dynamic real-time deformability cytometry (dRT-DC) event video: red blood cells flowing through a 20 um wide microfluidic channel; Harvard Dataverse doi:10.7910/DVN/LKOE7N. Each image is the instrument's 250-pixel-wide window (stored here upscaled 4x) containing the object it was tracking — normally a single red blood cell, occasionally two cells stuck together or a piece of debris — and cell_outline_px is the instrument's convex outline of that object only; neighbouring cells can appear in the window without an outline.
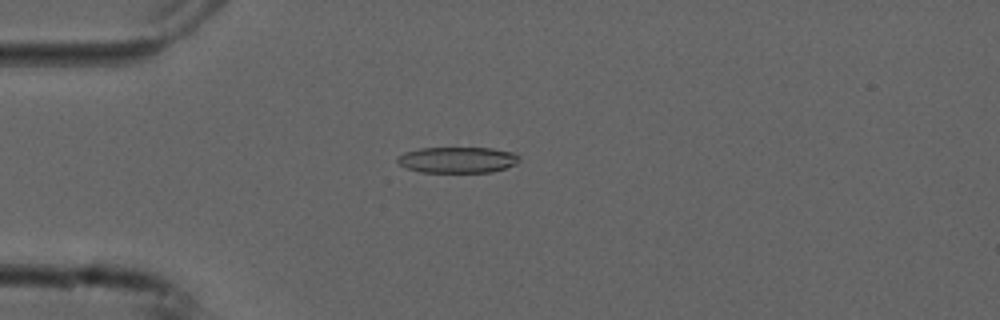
{"species": "common noctule bat (a hibernating species)", "species_latin": "Nyctalus noctula", "temperature_condition": "cold", "stored_images_in_passage": 25, "camera_frame_rate_fps": 3000, "um_per_image_px": 0.085, "animal": {"sex": "male", "forearm_length_mm": 52.5}, "frame": {"image": 1, "passage_image": 6, "time_ms": 1.667, "image_size_px": [1000, 320], "cell_outline_px": [[520, 160], [516, 164], [492, 172], [420, 172], [408, 168], [400, 164], [396, 160], [396, 156], [404, 152], [420, 148], [492, 148], [516, 152], [520, 156]], "centroid_in_image_um": [38.91, 13.58], "position_along_channel_um": 46.1, "area_um2": 18.61}}
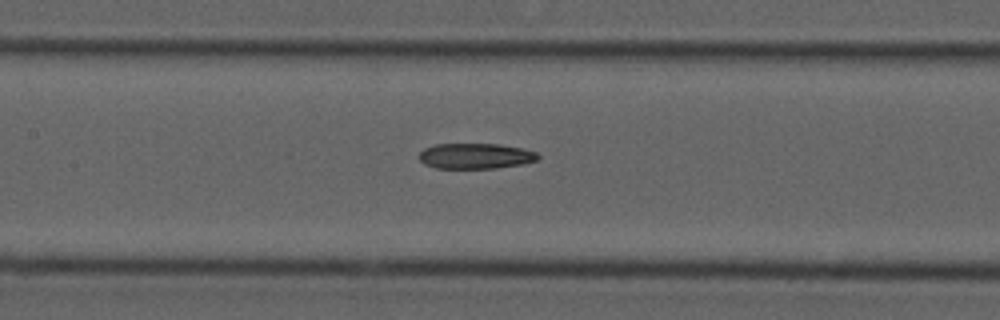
{"frame": {"image": 2, "passage_image": 17, "time_ms": 5.333, "image_size_px": [1000, 320], "cell_outline_px": [[540, 156], [536, 160], [524, 164], [496, 168], [436, 168], [424, 164], [420, 160], [420, 152], [424, 148], [436, 144], [500, 144], [520, 148], [536, 152]], "centroid_in_image_um": [40.42, 13.26], "position_along_channel_um": 167.0, "area_um2": 17.63}}
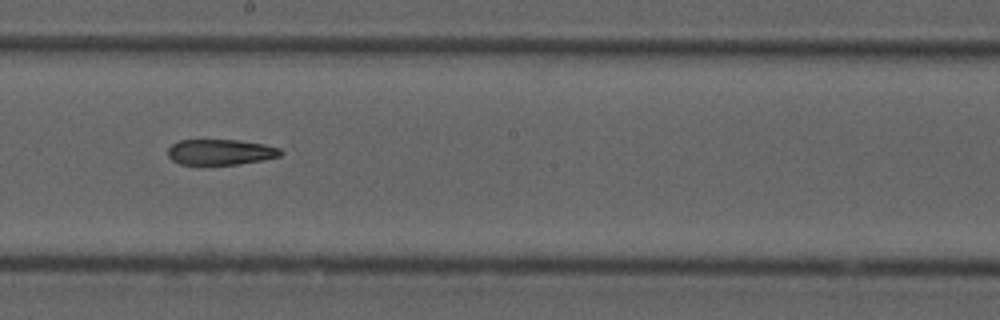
{"frame": {"image": 3, "passage_image": 22, "time_ms": 7.0, "image_size_px": [1000, 320], "cell_outline_px": [[284, 152], [280, 156], [264, 160], [240, 164], [200, 168], [180, 164], [172, 160], [168, 156], [168, 148], [172, 144], [180, 140], [236, 140], [264, 144], [280, 148]], "centroid_in_image_um": [18.71, 12.98], "position_along_channel_um": 229.5, "area_um2": 17.69}}